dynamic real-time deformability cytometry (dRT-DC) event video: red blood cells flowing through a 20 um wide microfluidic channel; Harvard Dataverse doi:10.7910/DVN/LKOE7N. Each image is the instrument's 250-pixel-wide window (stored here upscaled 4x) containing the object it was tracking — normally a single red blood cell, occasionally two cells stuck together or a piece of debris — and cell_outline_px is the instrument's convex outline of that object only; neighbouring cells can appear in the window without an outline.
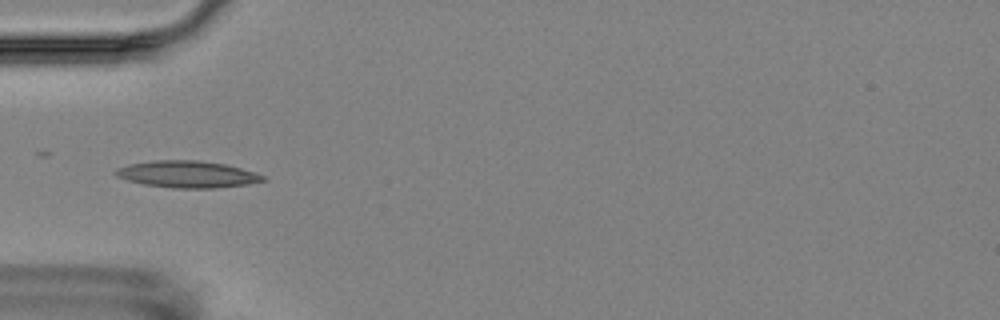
{"species": "Egyptian fruit bat (a non-hibernating species)", "species_latin": "Rousettus aegyptiacus", "temperature_condition": "room temperature", "stored_images_in_passage": 4, "camera_frame_rate_fps": 3000, "um_per_image_px": 0.085, "animal": {"sex": "female"}, "frame": {"image": 1, "passage_image": 4, "time_ms": 4.0, "image_size_px": [1000, 320], "cell_outline_px": [[268, 180], [248, 184], [216, 188], [172, 188], [144, 184], [128, 180], [116, 176], [112, 172], [116, 168], [128, 164], [156, 160], [200, 160], [224, 164], [256, 172], [264, 176]], "centroid_in_image_um": [15.92, 14.81], "position_along_channel_um": 69.1, "area_um2": 23.12}}